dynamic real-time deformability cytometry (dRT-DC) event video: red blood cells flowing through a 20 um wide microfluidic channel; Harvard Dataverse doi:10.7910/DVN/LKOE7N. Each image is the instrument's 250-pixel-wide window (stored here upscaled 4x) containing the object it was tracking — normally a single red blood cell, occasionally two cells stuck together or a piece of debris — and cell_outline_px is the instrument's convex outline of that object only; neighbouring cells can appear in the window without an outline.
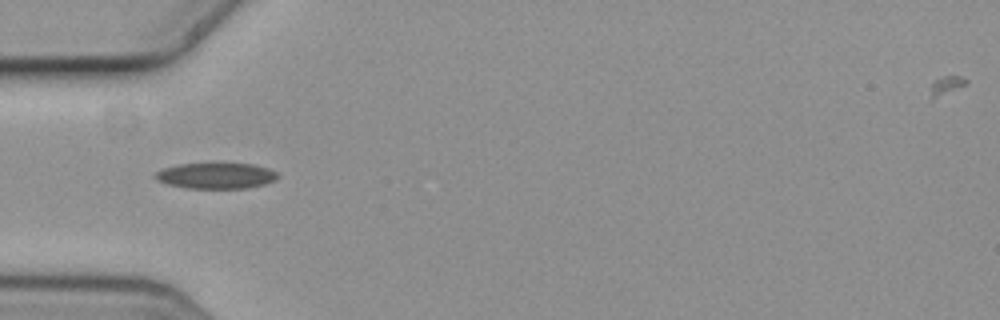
{"species": "common noctule bat (a hibernating species)", "species_latin": "Nyctalus noctula", "temperature_condition": "cold", "stored_images_in_passage": 3, "camera_frame_rate_fps": 3000, "um_per_image_px": 0.085, "animal": {"sex": "female", "body_mass_g": 19.3, "forearm_length_mm": 54.1}, "frame": {"image": 1, "passage_image": 2, "time_ms": 0.333, "image_size_px": [1000, 320], "cell_outline_px": [[280, 176], [276, 180], [264, 184], [244, 188], [188, 188], [168, 184], [156, 180], [152, 176], [156, 172], [164, 168], [176, 164], [252, 164], [268, 168], [276, 172]], "centroid_in_image_um": [18.35, 14.94], "position_along_channel_um": 66.7, "area_um2": 18.32}}
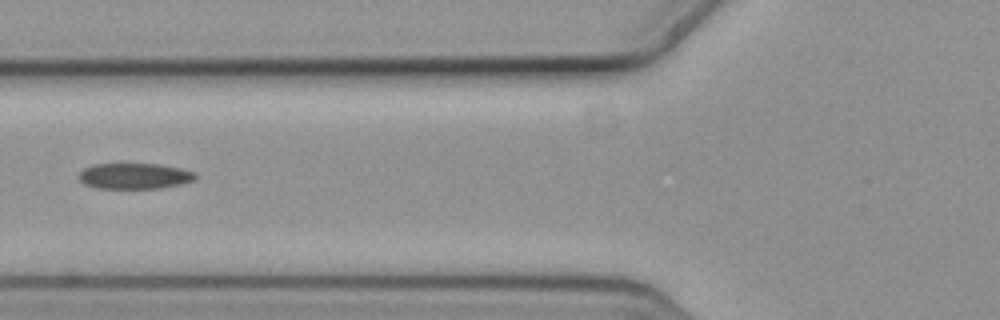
{"frame": {"image": 2, "passage_image": 3, "time_ms": 0.667, "image_size_px": [1000, 320], "cell_outline_px": [[196, 180], [180, 184], [160, 188], [96, 188], [84, 184], [80, 180], [80, 172], [84, 168], [92, 164], [120, 160], [160, 164], [180, 168], [196, 172]], "centroid_in_image_um": [11.41, 14.9], "position_along_channel_um": 114.4, "area_um2": 18.5}}